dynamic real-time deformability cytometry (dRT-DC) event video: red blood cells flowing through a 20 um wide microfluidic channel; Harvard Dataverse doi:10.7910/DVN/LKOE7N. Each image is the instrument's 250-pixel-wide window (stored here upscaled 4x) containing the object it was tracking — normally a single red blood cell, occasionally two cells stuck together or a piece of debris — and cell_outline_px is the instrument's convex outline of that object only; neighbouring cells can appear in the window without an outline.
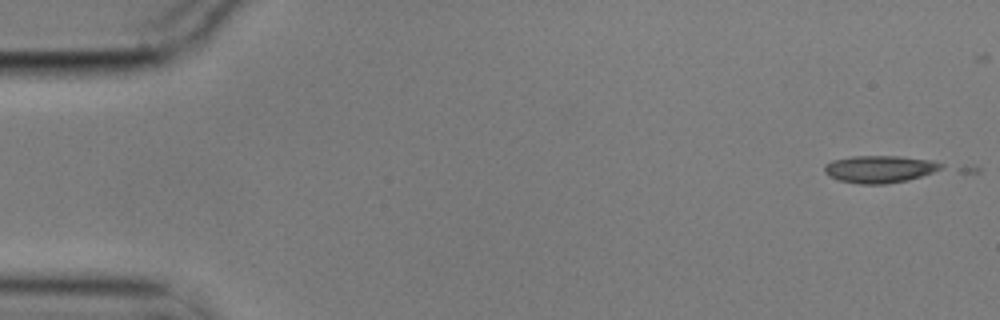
{"species": "common noctule bat (a hibernating species)", "species_latin": "Nyctalus noctula", "temperature_condition": "cold", "stored_images_in_passage": 5, "camera_frame_rate_fps": 3000, "um_per_image_px": 0.085, "animal": {"sex": "male", "body_mass_g": 17.9}, "frame": {"image": 1, "passage_image": 1, "time_ms": 0.0, "image_size_px": [1000, 320], "cell_outline_px": [[944, 168], [908, 180], [884, 184], [860, 184], [840, 180], [828, 176], [824, 172], [824, 164], [832, 160], [852, 156], [900, 156], [932, 160], [944, 164]], "centroid_in_image_um": [74.76, 14.36], "position_along_channel_um": 10.2, "area_um2": 18.61}}